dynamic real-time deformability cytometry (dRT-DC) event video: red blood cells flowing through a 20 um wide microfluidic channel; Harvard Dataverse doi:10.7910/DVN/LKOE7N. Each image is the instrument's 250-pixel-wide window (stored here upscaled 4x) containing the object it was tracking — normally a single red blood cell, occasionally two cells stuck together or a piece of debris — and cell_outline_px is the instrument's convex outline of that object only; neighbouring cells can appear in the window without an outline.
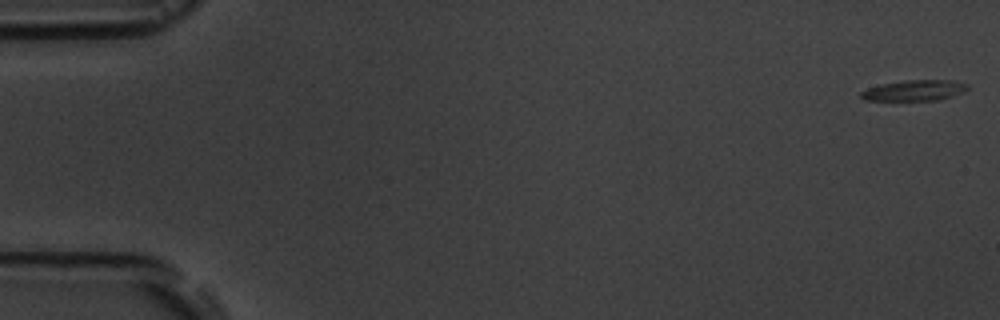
{"species": "common noctule bat (a hibernating species)", "species_latin": "Nyctalus noctula", "temperature_condition": "room temperature", "stored_images_in_passage": 5, "camera_frame_rate_fps": 3000, "um_per_image_px": 0.085, "animal": {"sex": "male", "body_mass_g": 19.5, "forearm_length_mm": 54.6}, "frame": {"image": 1, "passage_image": 1, "time_ms": 0.0, "image_size_px": [1000, 320], "cell_outline_px": [[968, 88], [964, 92], [940, 100], [864, 100], [860, 96], [860, 92], [868, 88], [880, 84], [904, 80], [948, 80], [968, 84]], "centroid_in_image_um": [77.72, 7.68], "position_along_channel_um": 7.3, "area_um2": 12.83}}
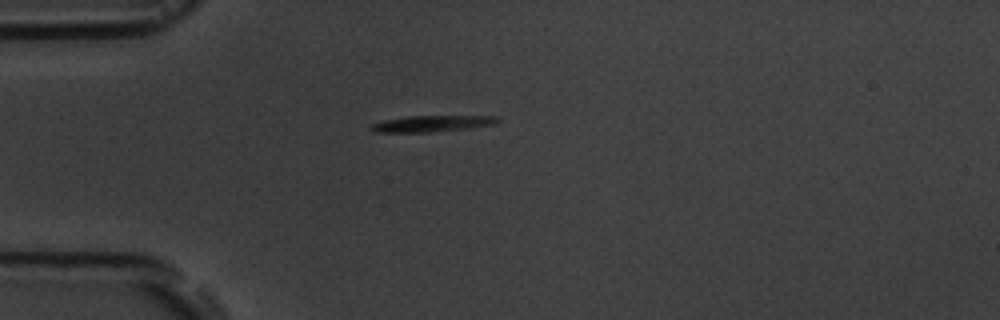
{"frame": {"image": 2, "passage_image": 5, "time_ms": 4.667, "image_size_px": [1000, 320], "cell_outline_px": [[500, 120], [496, 124], [472, 128], [428, 132], [376, 132], [368, 128], [372, 124], [384, 120], [408, 116], [496, 116]], "centroid_in_image_um": [36.74, 10.51], "position_along_channel_um": 48.3, "area_um2": 11.96}}